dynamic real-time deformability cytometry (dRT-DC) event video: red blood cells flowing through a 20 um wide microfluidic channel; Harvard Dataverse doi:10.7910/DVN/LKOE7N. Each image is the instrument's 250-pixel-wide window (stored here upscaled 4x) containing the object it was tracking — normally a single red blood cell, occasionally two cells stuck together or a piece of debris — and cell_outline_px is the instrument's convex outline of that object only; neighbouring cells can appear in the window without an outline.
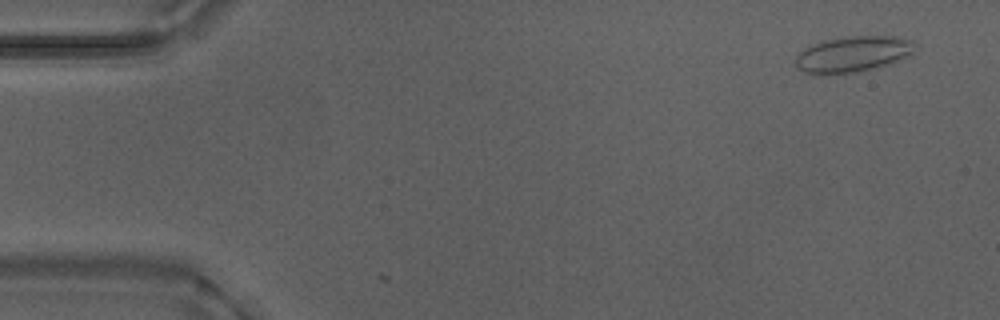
{"species": "Egyptian fruit bat (a non-hibernating species)", "species_latin": "Rousettus aegyptiacus", "temperature_condition": "warm", "stored_images_in_passage": 49, "camera_frame_rate_fps": 3000, "um_per_image_px": 0.085, "animal": {"sex": "male"}, "frame": {"image": 1, "passage_image": 3, "time_ms": 0.667, "image_size_px": [1000, 320], "cell_outline_px": [[920, 44], [912, 56], [892, 64], [876, 68], [852, 72], [820, 76], [816, 76], [804, 72], [796, 68], [796, 56], [804, 48], [812, 44], [824, 40], [840, 36], [896, 36], [916, 40]], "centroid_in_image_um": [72.58, 4.6], "position_along_channel_um": 12.4, "area_um2": 26.13}}
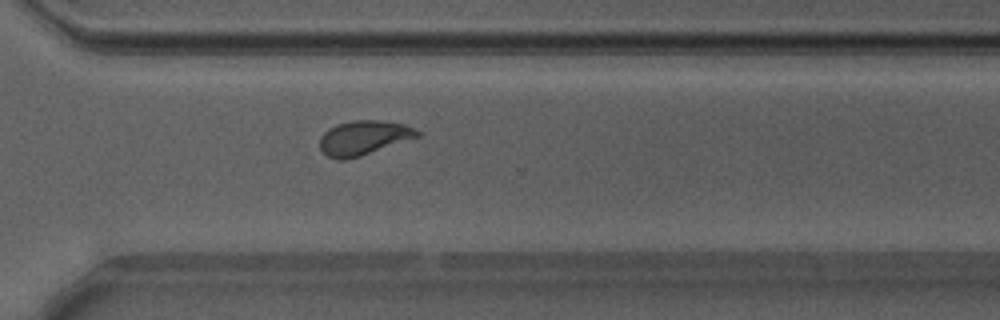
{"frame": {"image": 2, "passage_image": 38, "time_ms": 12.333, "image_size_px": [1000, 320], "cell_outline_px": [[420, 136], [360, 156], [344, 160], [336, 160], [328, 156], [320, 148], [320, 136], [328, 128], [336, 124], [352, 120], [380, 120], [404, 124], [420, 132]], "centroid_in_image_um": [30.87, 11.7], "position_along_channel_um": 339.7, "area_um2": 19.48}}
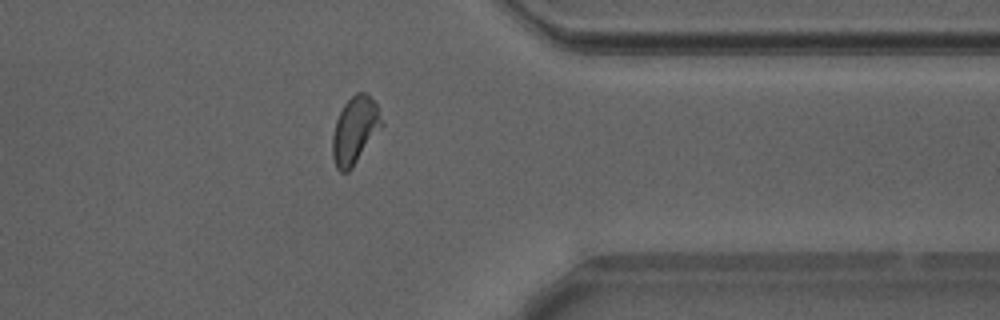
{"frame": {"image": 3, "passage_image": 42, "time_ms": 13.667, "image_size_px": [1000, 320], "cell_outline_px": [[384, 124], [352, 168], [348, 172], [340, 172], [336, 168], [332, 156], [332, 136], [336, 120], [344, 104], [356, 92], [364, 92], [376, 104]], "centroid_in_image_um": [30.15, 11.1], "position_along_channel_um": 381.2, "area_um2": 19.13}}